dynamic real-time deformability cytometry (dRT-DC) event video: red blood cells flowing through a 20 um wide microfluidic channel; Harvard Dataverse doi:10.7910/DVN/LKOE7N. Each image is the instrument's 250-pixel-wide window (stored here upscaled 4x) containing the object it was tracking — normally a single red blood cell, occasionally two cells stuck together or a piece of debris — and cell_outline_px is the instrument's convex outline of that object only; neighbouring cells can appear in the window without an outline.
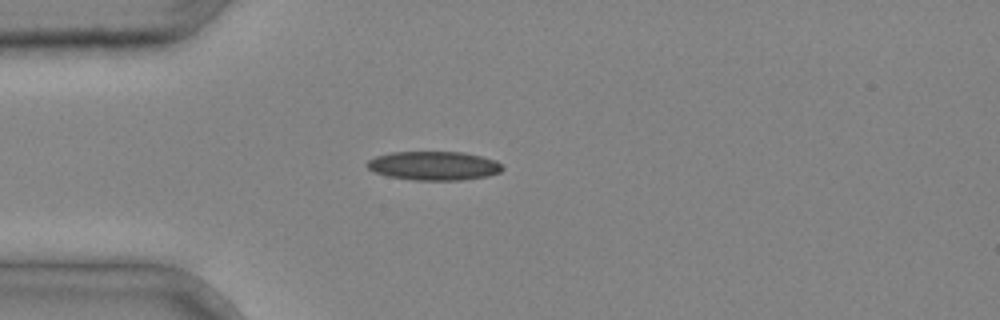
{"species": "common noctule bat (a hibernating species)", "species_latin": "Nyctalus noctula", "temperature_condition": "cold", "stored_images_in_passage": 3, "camera_frame_rate_fps": 3000, "um_per_image_px": 0.085, "animal": {"sex": "male", "body_mass_g": 20.4}, "frame": {"image": 1, "passage_image": 3, "time_ms": 0.667, "image_size_px": [1000, 320], "cell_outline_px": [[504, 168], [500, 172], [488, 176], [460, 180], [416, 180], [388, 176], [376, 172], [368, 168], [364, 164], [368, 160], [376, 156], [392, 152], [464, 152], [496, 160]], "centroid_in_image_um": [36.88, 14.08], "position_along_channel_um": 48.1, "area_um2": 22.72}}